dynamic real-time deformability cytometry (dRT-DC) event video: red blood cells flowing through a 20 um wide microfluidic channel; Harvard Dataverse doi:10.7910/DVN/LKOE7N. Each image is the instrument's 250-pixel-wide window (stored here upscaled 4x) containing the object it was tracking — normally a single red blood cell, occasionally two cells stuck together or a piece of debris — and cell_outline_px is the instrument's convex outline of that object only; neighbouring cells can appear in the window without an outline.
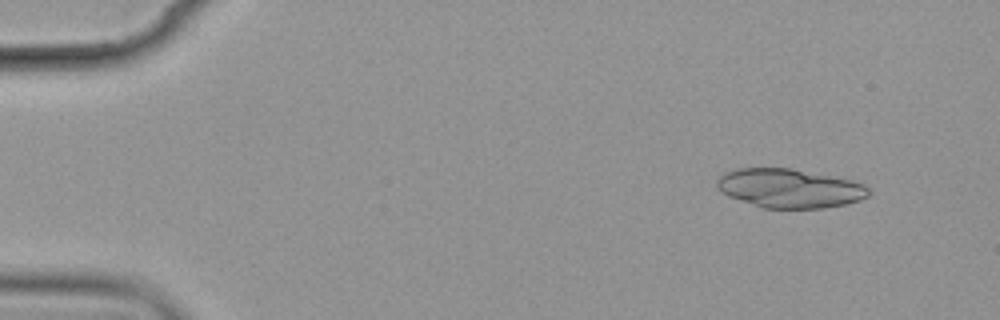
{"species": "common noctule bat (a hibernating species)", "species_latin": "Nyctalus noctula", "temperature_condition": "cold", "stored_images_in_passage": 5, "camera_frame_rate_fps": 3000, "um_per_image_px": 0.085, "animal": {"sex": "female", "body_mass_g": 19.9}, "frame": {"image": 1, "passage_image": 1, "time_ms": 0.0, "image_size_px": [1000, 320], "cell_outline_px": [[868, 196], [860, 200], [844, 204], [824, 208], [764, 208], [728, 196], [720, 192], [716, 184], [716, 180], [724, 172], [736, 168], [792, 168], [852, 180], [864, 184], [868, 188]], "centroid_in_image_um": [67.08, 16.0], "position_along_channel_um": 17.9, "area_um2": 34.45}}